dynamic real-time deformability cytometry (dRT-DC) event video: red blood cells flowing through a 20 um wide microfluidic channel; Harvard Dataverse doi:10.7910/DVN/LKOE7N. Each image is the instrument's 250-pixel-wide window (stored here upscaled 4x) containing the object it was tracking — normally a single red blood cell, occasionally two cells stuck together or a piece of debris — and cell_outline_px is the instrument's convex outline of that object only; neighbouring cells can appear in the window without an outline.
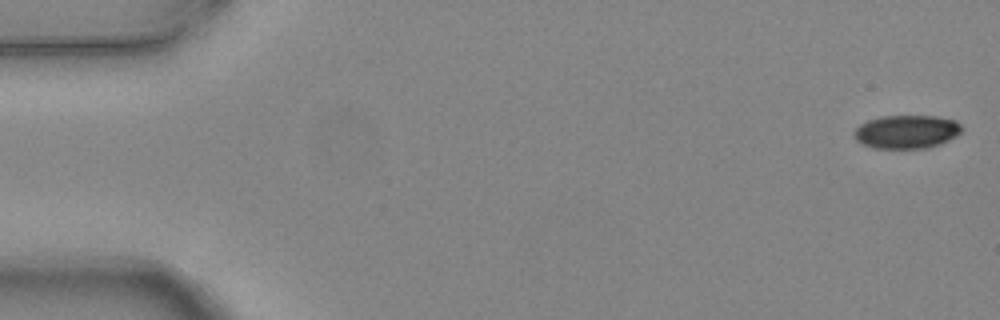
{"species": "common noctule bat (a hibernating species)", "species_latin": "Nyctalus noctula", "temperature_condition": "warm", "stored_images_in_passage": 5, "camera_frame_rate_fps": 3000, "um_per_image_px": 0.085, "animal": {"sex": "female", "body_mass_g": 24.6, "forearm_length_mm": 56.2}, "frame": {"image": 1, "passage_image": 1, "time_ms": 0.0, "image_size_px": [1000, 320], "cell_outline_px": [[964, 128], [956, 136], [940, 144], [928, 148], [872, 148], [860, 144], [852, 136], [852, 132], [860, 124], [868, 120], [880, 116], [936, 116], [956, 120]], "centroid_in_image_um": [77.03, 11.2], "position_along_channel_um": 8.0, "area_um2": 21.27}}
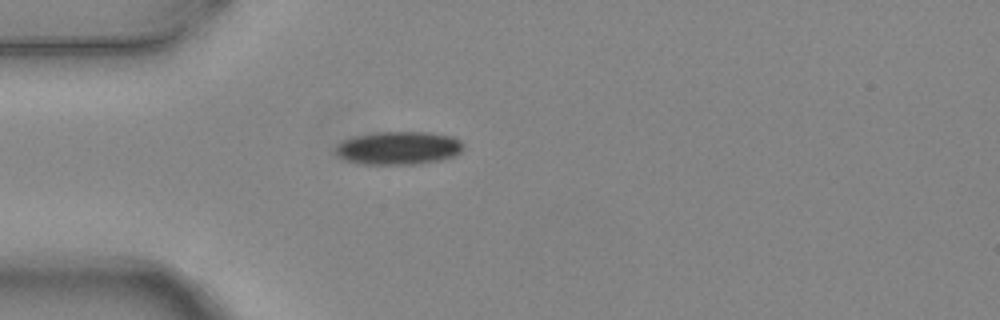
{"frame": {"image": 2, "passage_image": 5, "time_ms": 1.333, "image_size_px": [1000, 320], "cell_outline_px": [[464, 148], [456, 156], [444, 160], [420, 164], [364, 164], [344, 160], [336, 152], [336, 144], [344, 140], [356, 136], [376, 132], [432, 132], [452, 136], [460, 140], [464, 144]], "centroid_in_image_um": [33.94, 12.58], "position_along_channel_um": 51.1, "area_um2": 24.97}}